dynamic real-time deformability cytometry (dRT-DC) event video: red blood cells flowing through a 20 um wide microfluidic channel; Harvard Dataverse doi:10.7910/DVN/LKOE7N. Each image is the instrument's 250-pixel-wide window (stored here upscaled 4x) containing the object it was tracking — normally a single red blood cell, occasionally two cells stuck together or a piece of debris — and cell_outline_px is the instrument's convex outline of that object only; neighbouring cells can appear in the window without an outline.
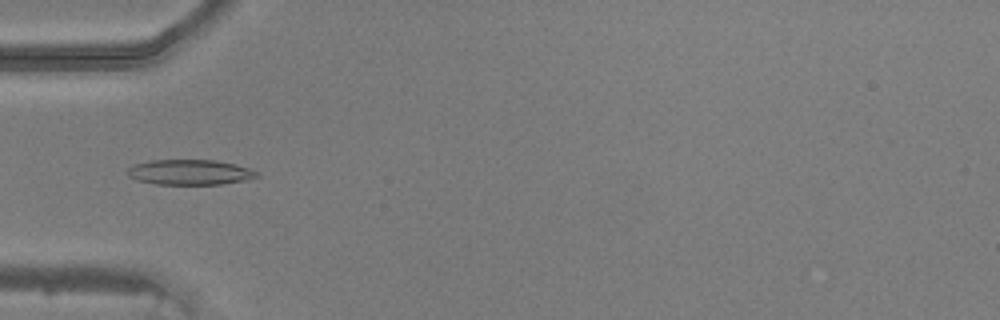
{"species": "common noctule bat (a hibernating species)", "species_latin": "Nyctalus noctula", "temperature_condition": "warm", "stored_images_in_passage": 42, "camera_frame_rate_fps": 3000, "um_per_image_px": 0.085, "animal": {"sex": "male", "body_mass_g": 20.5, "forearm_length_mm": 52.5}, "frame": {"image": 1, "passage_image": 9, "time_ms": 2.667, "image_size_px": [1000, 320], "cell_outline_px": [[260, 176], [244, 180], [220, 184], [156, 184], [136, 180], [128, 176], [128, 168], [136, 164], [152, 160], [216, 160], [236, 164], [252, 168], [260, 172]], "centroid_in_image_um": [16.19, 14.63], "position_along_channel_um": 68.8, "area_um2": 19.07}}
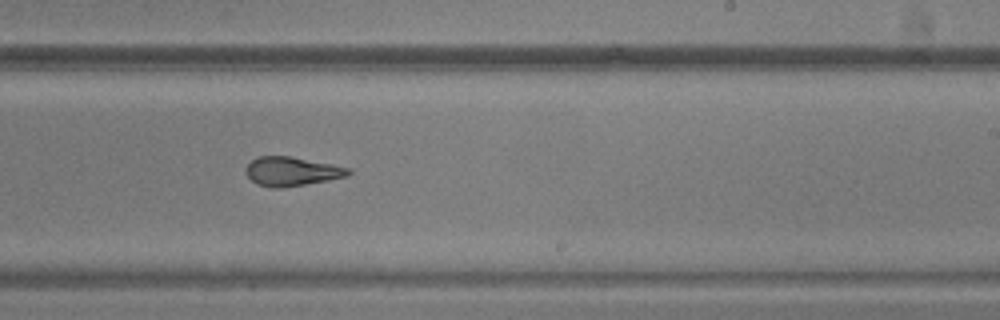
{"frame": {"image": 2, "passage_image": 23, "time_ms": 7.333, "image_size_px": [1000, 320], "cell_outline_px": [[352, 172], [348, 176], [328, 180], [280, 188], [272, 188], [256, 184], [244, 172], [248, 164], [256, 156], [288, 156], [352, 168]], "centroid_in_image_um": [24.79, 14.57], "position_along_channel_um": 264.2, "area_um2": 17.28}}
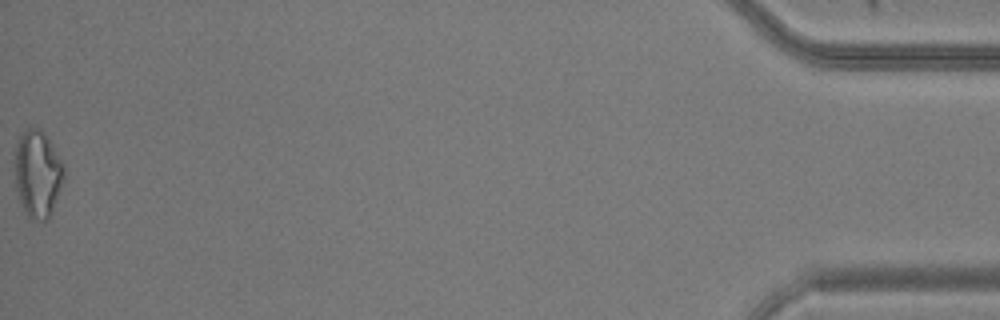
{"frame": {"image": 3, "passage_image": 42, "time_ms": 13.667, "image_size_px": [1000, 320], "cell_outline_px": [[64, 176], [52, 212], [48, 220], [32, 220], [28, 216], [20, 200], [16, 188], [16, 148], [20, 136], [28, 128], [40, 128], [44, 132], [64, 164]], "centroid_in_image_um": [3.22, 14.78], "position_along_channel_um": 432.0, "area_um2": 24.45}}